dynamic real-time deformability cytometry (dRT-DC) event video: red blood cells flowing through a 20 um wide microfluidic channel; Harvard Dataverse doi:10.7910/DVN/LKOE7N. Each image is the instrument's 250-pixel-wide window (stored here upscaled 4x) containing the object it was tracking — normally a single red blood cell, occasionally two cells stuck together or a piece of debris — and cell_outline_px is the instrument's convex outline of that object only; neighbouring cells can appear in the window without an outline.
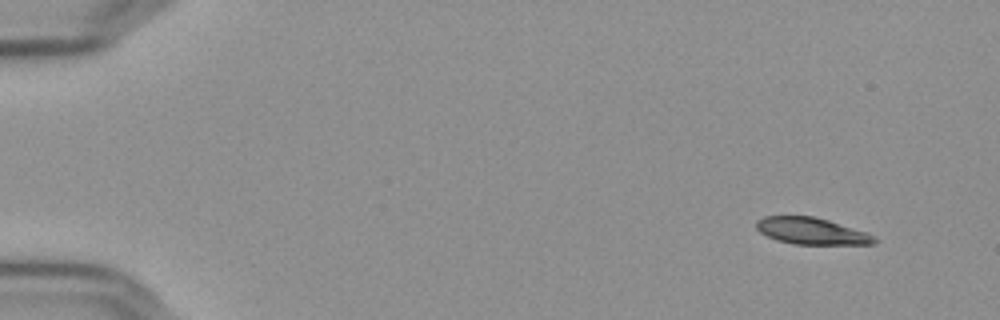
{"species": "Egyptian fruit bat (a non-hibernating species)", "species_latin": "Rousettus aegyptiacus", "temperature_condition": "cold", "stored_images_in_passage": 4, "camera_frame_rate_fps": 3000, "um_per_image_px": 0.085, "frame": {"image": 1, "passage_image": 1, "time_ms": 0.0, "image_size_px": [1000, 320], "cell_outline_px": [[880, 240], [876, 244], [792, 244], [776, 240], [760, 232], [756, 228], [756, 220], [764, 216], [812, 216], [828, 220], [868, 232], [876, 236]], "centroid_in_image_um": [69.02, 19.64], "position_along_channel_um": 16.0, "area_um2": 18.55}}
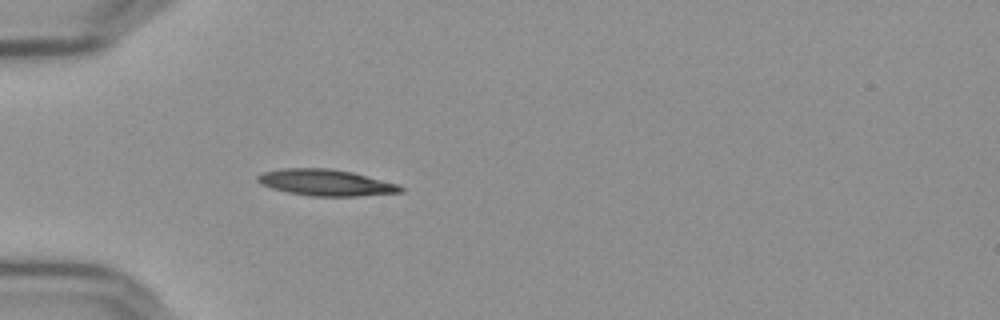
{"frame": {"image": 2, "passage_image": 4, "time_ms": 1.0, "image_size_px": [1000, 320], "cell_outline_px": [[404, 192], [356, 196], [312, 196], [288, 192], [272, 188], [260, 184], [256, 180], [256, 176], [264, 172], [280, 168], [332, 168], [352, 172], [400, 184], [404, 188]], "centroid_in_image_um": [27.71, 15.51], "position_along_channel_um": 57.3, "area_um2": 22.08}}